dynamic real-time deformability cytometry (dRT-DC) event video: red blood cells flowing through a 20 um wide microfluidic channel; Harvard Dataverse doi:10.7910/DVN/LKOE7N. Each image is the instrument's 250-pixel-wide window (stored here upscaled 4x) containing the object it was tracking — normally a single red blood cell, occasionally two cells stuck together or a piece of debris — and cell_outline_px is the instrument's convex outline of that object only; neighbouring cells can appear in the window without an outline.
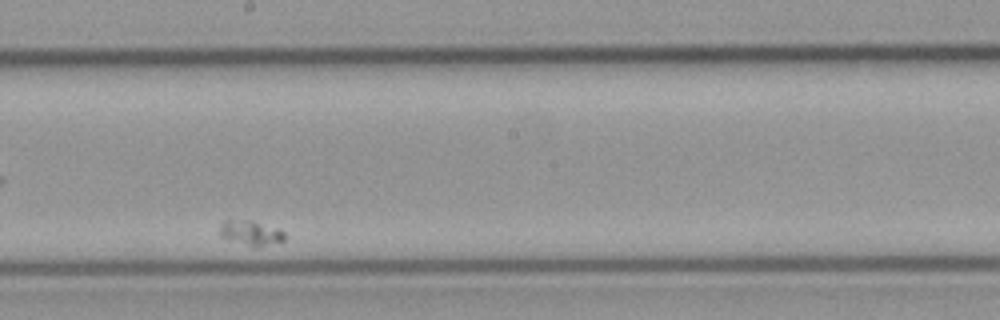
{"species": "common noctule bat (a hibernating species)", "species_latin": "Nyctalus noctula", "temperature_condition": "cold", "stored_images_in_passage": 35, "camera_frame_rate_fps": 3000, "um_per_image_px": 0.085, "animal": {"sex": "male", "body_mass_g": 23.1, "forearm_length_mm": 52.7}, "frame": {"image": 1, "passage_image": 20, "time_ms": 6.333, "image_size_px": [1000, 320], "cell_outline_px": [[284, 240], [256, 248], [252, 248], [220, 236], [220, 224], [228, 216], [252, 220], [280, 228], [284, 232]], "centroid_in_image_um": [21.27, 19.75], "position_along_channel_um": 226.9, "area_um2": 10.0}}